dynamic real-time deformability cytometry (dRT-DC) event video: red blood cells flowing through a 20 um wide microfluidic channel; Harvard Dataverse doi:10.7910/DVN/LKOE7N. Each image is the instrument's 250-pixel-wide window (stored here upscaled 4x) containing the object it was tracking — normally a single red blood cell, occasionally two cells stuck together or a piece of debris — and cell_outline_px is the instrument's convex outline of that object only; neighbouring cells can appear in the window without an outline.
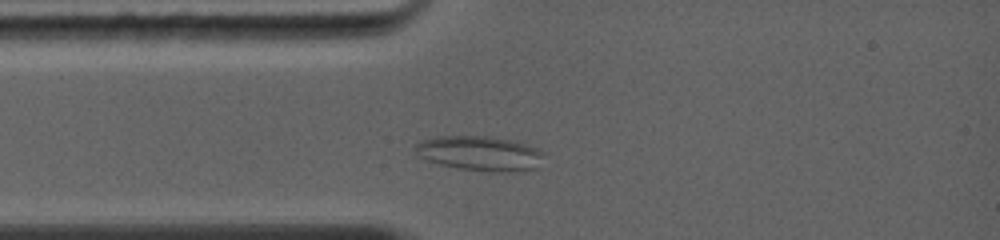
{"species": "common noctule bat (a hibernating species)", "species_latin": "Nyctalus noctula", "temperature_condition": "warm", "stored_images_in_passage": 12, "camera_frame_rate_fps": 5000, "um_per_image_px": 0.085, "animal": {"sex": "female", "body_mass_g": 19.0, "forearm_length_mm": 56.7}, "frame": {"image": 1, "passage_image": 4, "time_ms": 1.2, "image_size_px": [1000, 240], "cell_outline_px": [[544, 152], [536, 168], [520, 172], [496, 172], [456, 168], [440, 164], [428, 160], [412, 152], [416, 144], [424, 140], [440, 136], [484, 136], [508, 140], [524, 144], [536, 148]], "centroid_in_image_um": [40.77, 13.05], "position_along_channel_um": 44.2, "area_um2": 25.78}}
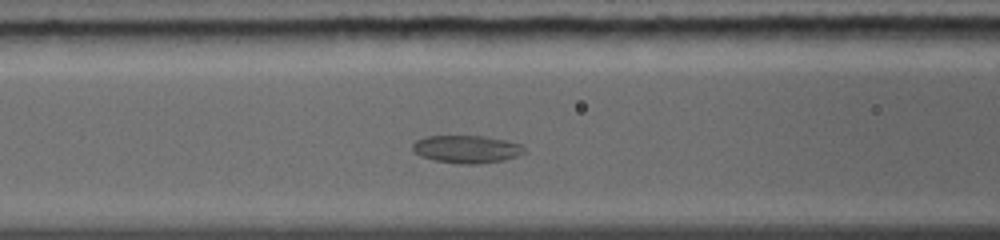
{"frame": {"image": 2, "passage_image": 9, "time_ms": 3.2, "image_size_px": [1000, 240], "cell_outline_px": [[528, 152], [504, 160], [476, 164], [460, 164], [436, 160], [420, 156], [412, 152], [412, 144], [416, 140], [428, 136], [484, 136], [504, 140], [520, 144]], "centroid_in_image_um": [39.65, 12.68], "position_along_channel_um": 126.9, "area_um2": 18.03}}
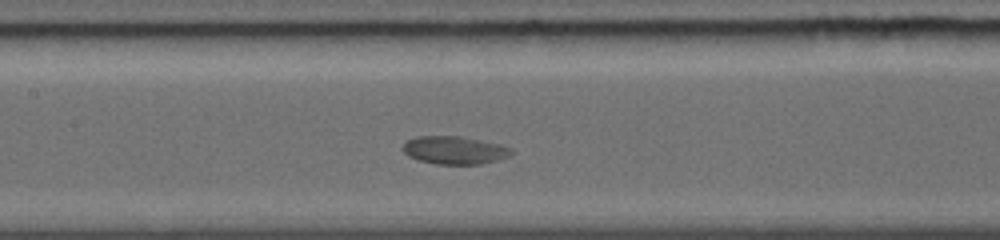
{"frame": {"image": 3, "passage_image": 12, "time_ms": 4.2, "image_size_px": [1000, 240], "cell_outline_px": [[512, 152], [508, 156], [496, 160], [480, 164], [436, 164], [416, 160], [408, 156], [400, 148], [408, 140], [416, 136], [460, 136], [500, 144], [512, 148]], "centroid_in_image_um": [38.59, 12.76], "position_along_channel_um": 168.8, "area_um2": 17.69}}